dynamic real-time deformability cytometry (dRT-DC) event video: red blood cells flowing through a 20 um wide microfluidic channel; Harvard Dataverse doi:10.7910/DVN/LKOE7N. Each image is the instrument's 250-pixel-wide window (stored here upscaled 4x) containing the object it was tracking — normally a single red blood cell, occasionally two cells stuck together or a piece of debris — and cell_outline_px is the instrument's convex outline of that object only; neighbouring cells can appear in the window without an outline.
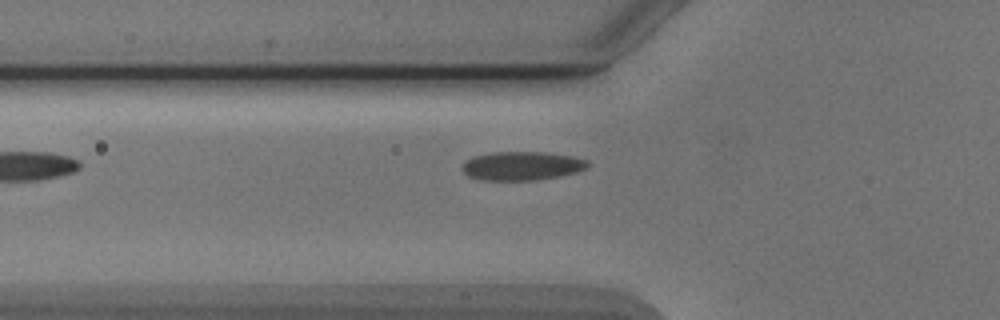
{"species": "Egyptian fruit bat (a non-hibernating species)", "species_latin": "Rousettus aegyptiacus", "temperature_condition": "cold", "stored_images_in_passage": 2, "camera_frame_rate_fps": 3000, "um_per_image_px": 0.085, "animal": {"sex": "male"}, "frame": {"image": 1, "passage_image": 2, "time_ms": 1.333, "image_size_px": [1000, 320], "cell_outline_px": [[592, 164], [588, 168], [576, 172], [560, 176], [536, 180], [484, 180], [468, 176], [460, 168], [472, 156], [492, 152], [544, 152], [572, 156], [588, 160]], "centroid_in_image_um": [44.4, 14.1], "position_along_channel_um": 81.4, "area_um2": 21.15}}